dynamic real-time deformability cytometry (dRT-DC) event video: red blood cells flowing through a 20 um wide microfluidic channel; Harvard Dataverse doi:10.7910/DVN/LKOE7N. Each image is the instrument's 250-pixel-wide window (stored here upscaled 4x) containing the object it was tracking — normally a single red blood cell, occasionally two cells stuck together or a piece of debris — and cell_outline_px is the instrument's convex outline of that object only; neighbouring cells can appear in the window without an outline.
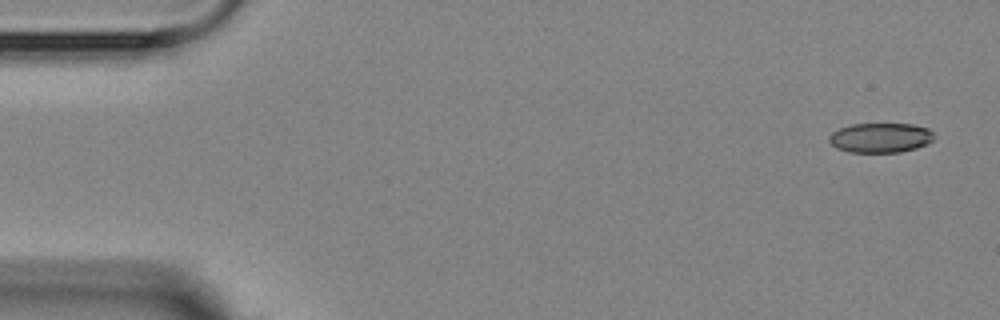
{"species": "Egyptian fruit bat (a non-hibernating species)", "species_latin": "Rousettus aegyptiacus", "temperature_condition": "room temperature", "stored_images_in_passage": 5, "camera_frame_rate_fps": 3000, "um_per_image_px": 0.085, "animal": {"sex": "female"}, "frame": {"image": 1, "passage_image": 1, "time_ms": 0.0, "image_size_px": [1000, 320], "cell_outline_px": [[932, 140], [928, 144], [916, 148], [900, 152], [848, 152], [836, 148], [828, 140], [828, 136], [832, 132], [840, 128], [852, 124], [912, 124], [928, 128], [932, 132]], "centroid_in_image_um": [74.82, 11.71], "position_along_channel_um": 10.2, "area_um2": 18.15}}